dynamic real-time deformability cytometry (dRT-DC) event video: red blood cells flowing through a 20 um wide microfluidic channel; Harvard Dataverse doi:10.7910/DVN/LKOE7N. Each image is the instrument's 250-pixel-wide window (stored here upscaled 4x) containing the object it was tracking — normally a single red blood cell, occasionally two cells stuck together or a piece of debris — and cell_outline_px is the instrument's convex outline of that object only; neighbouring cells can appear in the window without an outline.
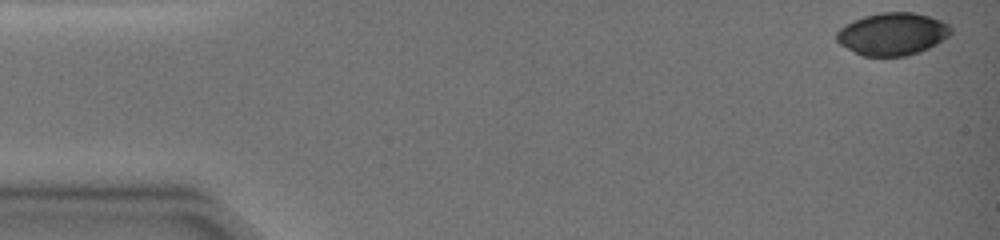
{"species": "common noctule bat (a hibernating species)", "species_latin": "Nyctalus noctula", "temperature_condition": "warm", "stored_images_in_passage": 2, "camera_frame_rate_fps": 3000, "um_per_image_px": 0.085, "animal": {"sex": "female", "body_mass_g": 19.0, "forearm_length_mm": 51.5}, "frame": {"image": 1, "passage_image": 1, "time_ms": 0.0, "image_size_px": [1000, 240], "cell_outline_px": [[952, 32], [948, 36], [936, 44], [920, 52], [904, 56], [864, 56], [840, 44], [836, 40], [836, 32], [844, 24], [864, 16], [880, 12], [912, 12], [928, 16], [940, 20], [948, 24], [952, 28]], "centroid_in_image_um": [75.85, 2.88], "position_along_channel_um": 9.1, "area_um2": 28.21}}